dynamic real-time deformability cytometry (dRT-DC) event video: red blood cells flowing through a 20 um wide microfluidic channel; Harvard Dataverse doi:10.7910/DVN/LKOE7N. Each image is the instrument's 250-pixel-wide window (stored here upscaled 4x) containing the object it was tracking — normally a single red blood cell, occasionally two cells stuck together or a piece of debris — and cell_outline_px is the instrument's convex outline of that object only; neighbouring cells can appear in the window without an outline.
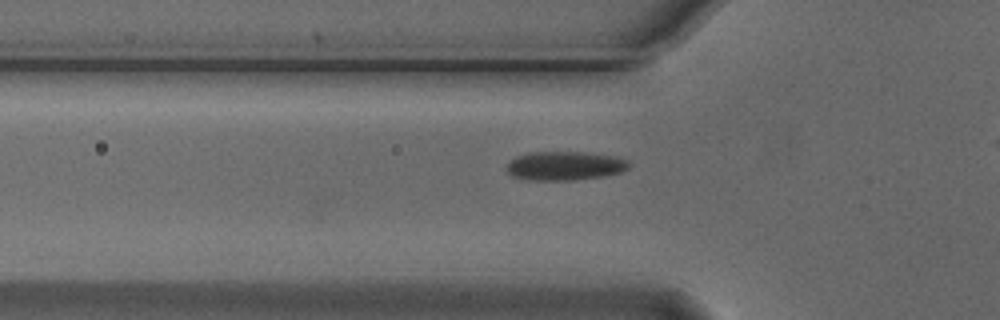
{"species": "Egyptian fruit bat (a non-hibernating species)", "species_latin": "Rousettus aegyptiacus", "temperature_condition": "cold", "stored_images_in_passage": 39, "camera_frame_rate_fps": 3000, "um_per_image_px": 0.085, "animal": {"sex": "male"}, "frame": {"image": 1, "passage_image": 10, "time_ms": 3.0, "image_size_px": [1000, 320], "cell_outline_px": [[632, 164], [628, 168], [620, 172], [604, 176], [572, 180], [536, 180], [512, 176], [508, 172], [508, 164], [516, 156], [528, 152], [584, 152], [616, 156], [628, 160]], "centroid_in_image_um": [48.06, 14.08], "position_along_channel_um": 77.7, "area_um2": 20.52}}
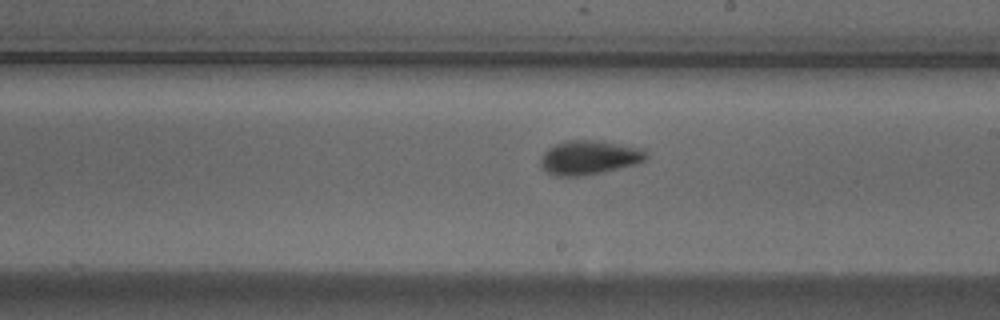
{"frame": {"image": 2, "passage_image": 23, "time_ms": 7.333, "image_size_px": [1000, 320], "cell_outline_px": [[648, 156], [644, 160], [636, 164], [600, 172], [580, 176], [556, 176], [548, 172], [540, 164], [540, 160], [544, 152], [548, 148], [564, 140], [604, 140], [644, 148], [648, 152]], "centroid_in_image_um": [50.12, 13.36], "position_along_channel_um": 238.9, "area_um2": 21.15}}
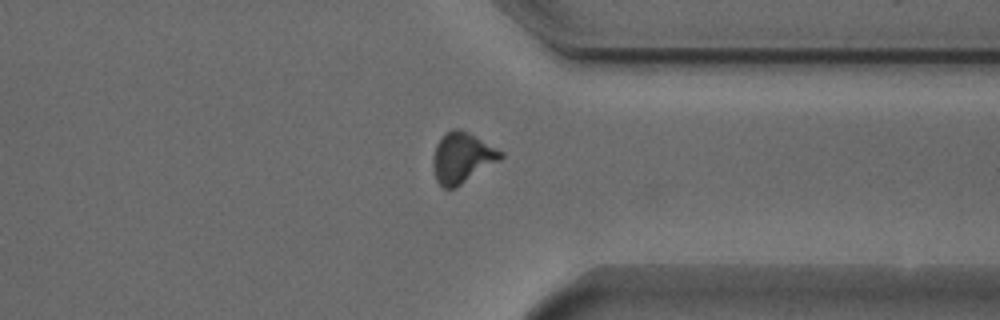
{"frame": {"image": 3, "passage_image": 34, "time_ms": 11.0, "image_size_px": [1000, 320], "cell_outline_px": [[504, 156], [500, 160], [456, 188], [444, 188], [436, 180], [432, 168], [432, 156], [436, 144], [452, 128], [456, 128], [468, 132], [504, 152]], "centroid_in_image_um": [39.27, 13.42], "position_along_channel_um": 372.1, "area_um2": 19.88}}